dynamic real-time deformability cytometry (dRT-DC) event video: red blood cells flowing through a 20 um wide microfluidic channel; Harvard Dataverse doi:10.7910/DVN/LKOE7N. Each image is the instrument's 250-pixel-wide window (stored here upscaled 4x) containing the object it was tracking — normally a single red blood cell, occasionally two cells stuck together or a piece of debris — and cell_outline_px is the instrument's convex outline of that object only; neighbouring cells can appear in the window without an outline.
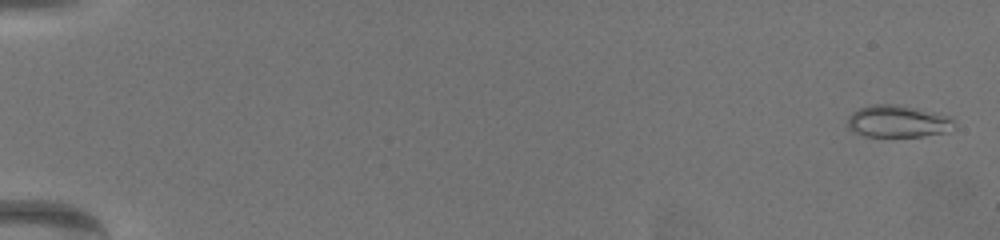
{"species": "common noctule bat (a hibernating species)", "species_latin": "Nyctalus noctula", "temperature_condition": "warm", "stored_images_in_passage": 65, "camera_frame_rate_fps": 3000, "um_per_image_px": 0.085, "animal": {"sex": "female", "body_mass_g": 19.5, "forearm_length_mm": 54.1}, "frame": {"image": 1, "passage_image": 2, "time_ms": 0.333, "image_size_px": [1000, 240], "cell_outline_px": [[956, 128], [944, 132], [920, 136], [864, 136], [848, 128], [848, 116], [852, 112], [860, 108], [872, 104], [892, 104], [916, 108], [936, 112], [952, 116], [956, 124]], "centroid_in_image_um": [76.36, 10.31], "position_along_channel_um": 8.6, "area_um2": 20.0}}
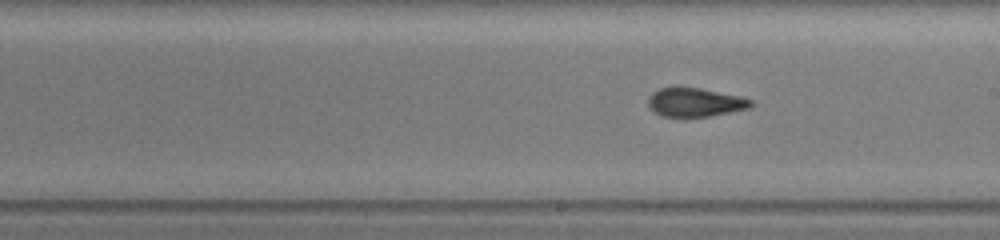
{"frame": {"image": 2, "passage_image": 39, "time_ms": 12.667, "image_size_px": [1000, 240], "cell_outline_px": [[752, 104], [748, 108], [708, 116], [664, 116], [656, 112], [648, 104], [648, 100], [660, 88], [700, 88], [740, 96], [752, 100]], "centroid_in_image_um": [59.12, 8.69], "position_along_channel_um": 229.9, "area_um2": 16.47}}
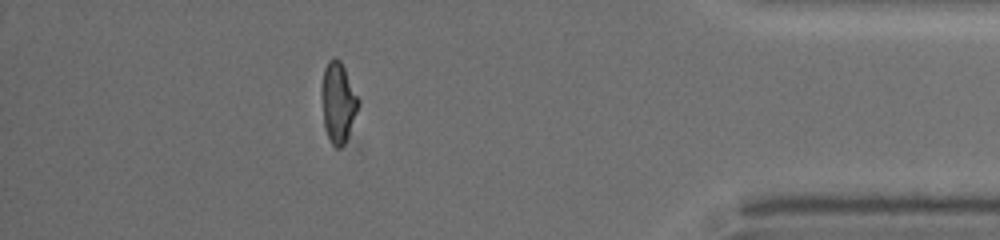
{"frame": {"image": 3, "passage_image": 58, "time_ms": 19.0, "image_size_px": [1000, 240], "cell_outline_px": [[360, 104], [344, 144], [340, 148], [336, 148], [332, 144], [328, 136], [324, 124], [320, 92], [320, 88], [324, 68], [328, 60], [340, 60], [360, 100]], "centroid_in_image_um": [28.72, 8.7], "position_along_channel_um": 406.5, "area_um2": 17.11}, "authors_computed_cell_mechanics": {"area_um2": 17.3978, "velocity_mm_per_s": 3.3637, "shape_relaxation_time_tau1_ms": null, "shape_relaxation_time_tau2_ms": 1.734, "deformation_change_tau1": null, "deformation_change_tau2": 0.0815}}